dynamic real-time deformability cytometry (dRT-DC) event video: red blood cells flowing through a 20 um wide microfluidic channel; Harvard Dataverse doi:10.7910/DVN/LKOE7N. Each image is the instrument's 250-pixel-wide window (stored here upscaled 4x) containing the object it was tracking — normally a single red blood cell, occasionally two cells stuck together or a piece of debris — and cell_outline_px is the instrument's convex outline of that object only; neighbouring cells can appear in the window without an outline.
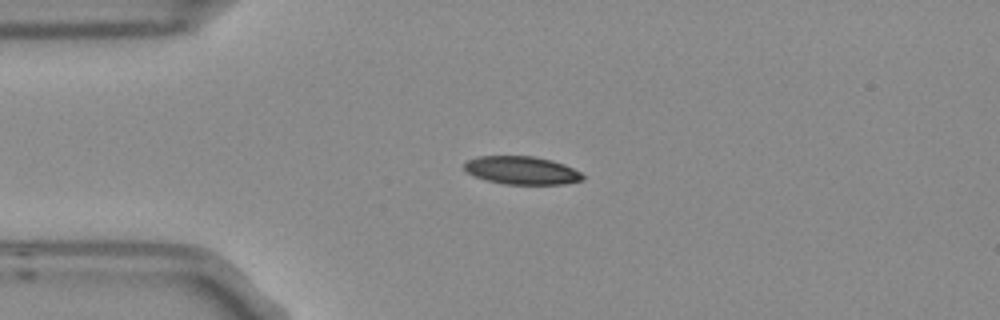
{"species": "Egyptian fruit bat (a non-hibernating species)", "species_latin": "Rousettus aegyptiacus", "temperature_condition": "room temperature", "stored_images_in_passage": 3, "camera_frame_rate_fps": 3000, "um_per_image_px": 0.085, "frame": {"image": 1, "passage_image": 3, "time_ms": 0.667, "image_size_px": [1000, 320], "cell_outline_px": [[584, 180], [564, 184], [504, 184], [488, 180], [476, 176], [468, 172], [464, 168], [464, 164], [468, 160], [476, 156], [532, 156], [552, 160], [564, 164], [580, 172], [584, 176]], "centroid_in_image_um": [44.37, 14.48], "position_along_channel_um": 40.6, "area_um2": 19.25}}